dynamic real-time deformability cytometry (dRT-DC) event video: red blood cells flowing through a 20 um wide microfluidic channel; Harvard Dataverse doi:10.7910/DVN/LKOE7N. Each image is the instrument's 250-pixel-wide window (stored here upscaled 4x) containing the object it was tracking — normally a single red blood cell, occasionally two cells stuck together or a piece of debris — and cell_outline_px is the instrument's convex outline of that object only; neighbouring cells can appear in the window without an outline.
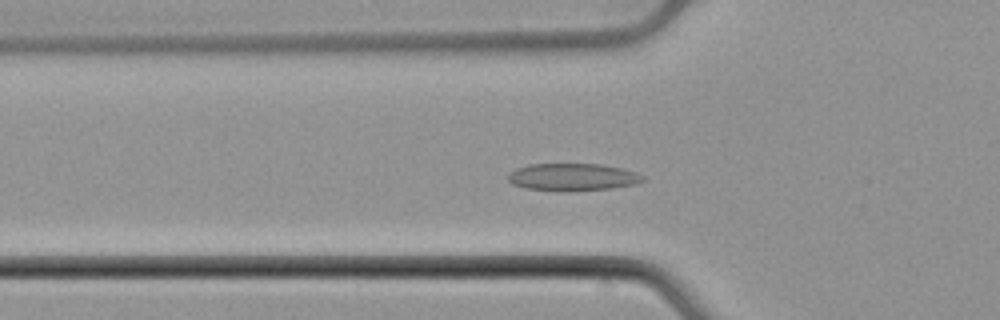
{"species": "common noctule bat (a hibernating species)", "species_latin": "Nyctalus noctula", "temperature_condition": "cold", "stored_images_in_passage": 54, "camera_frame_rate_fps": 3000, "um_per_image_px": 0.085, "animal": {"sex": "male", "body_mass_g": 21.5, "forearm_length_mm": 52.0}, "frame": {"image": 1, "passage_image": 18, "time_ms": 5.667, "image_size_px": [1000, 320], "cell_outline_px": [[644, 180], [636, 184], [612, 188], [560, 192], [524, 188], [512, 184], [508, 180], [508, 176], [516, 168], [528, 164], [604, 164], [624, 168], [636, 172], [644, 176]], "centroid_in_image_um": [48.69, 15.05], "position_along_channel_um": 77.1, "area_um2": 21.79}}
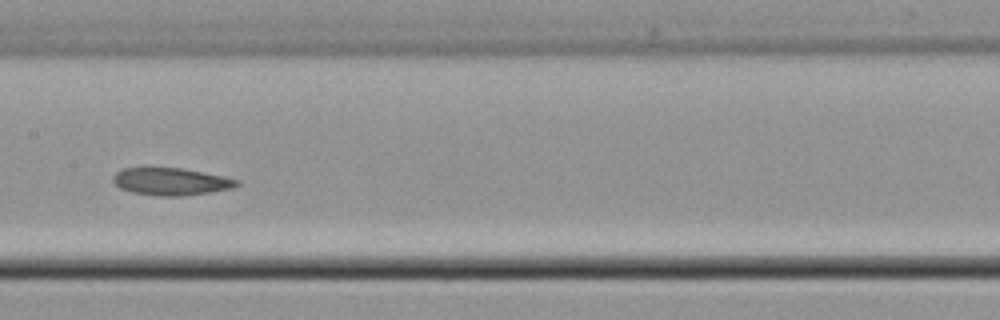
{"frame": {"image": 2, "passage_image": 27, "time_ms": 8.667, "image_size_px": [1000, 320], "cell_outline_px": [[240, 184], [232, 188], [184, 196], [160, 196], [132, 192], [120, 188], [112, 180], [112, 176], [116, 172], [124, 168], [180, 168], [224, 176], [240, 180]], "centroid_in_image_um": [14.53, 15.43], "position_along_channel_um": 192.9, "area_um2": 19.59}}
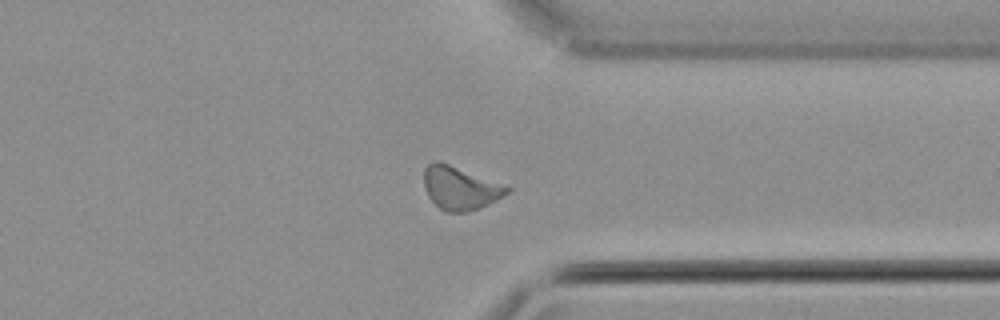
{"frame": {"image": 3, "passage_image": 41, "time_ms": 13.333, "image_size_px": [1000, 320], "cell_outline_px": [[512, 188], [504, 196], [480, 208], [468, 212], [444, 212], [428, 196], [424, 184], [424, 168], [428, 164], [436, 160], [508, 184]], "centroid_in_image_um": [39.16, 15.98], "position_along_channel_um": 372.2, "area_um2": 21.15}}